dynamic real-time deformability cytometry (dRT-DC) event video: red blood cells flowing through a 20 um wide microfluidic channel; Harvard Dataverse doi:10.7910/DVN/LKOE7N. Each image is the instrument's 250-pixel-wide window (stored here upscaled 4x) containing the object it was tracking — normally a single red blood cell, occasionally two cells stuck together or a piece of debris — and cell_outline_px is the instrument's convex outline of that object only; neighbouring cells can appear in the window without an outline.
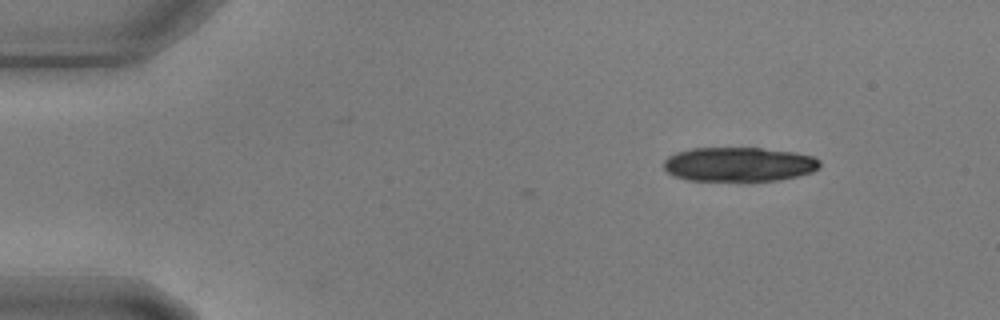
{"species": "common noctule bat (a hibernating species)", "species_latin": "Nyctalus noctula", "temperature_condition": "warm", "stored_images_in_passage": 45, "camera_frame_rate_fps": 3000, "um_per_image_px": 0.085, "animal": {"sex": "male", "body_mass_g": 17.9, "forearm_length_mm": 54.2}, "frame": {"image": 1, "passage_image": 1, "time_ms": 0.0, "image_size_px": [1000, 320], "cell_outline_px": [[820, 168], [812, 172], [780, 180], [688, 180], [672, 176], [664, 168], [664, 160], [668, 156], [676, 152], [692, 148], [760, 148], [792, 152], [812, 156], [820, 160]], "centroid_in_image_um": [62.79, 13.96], "position_along_channel_um": 22.2, "area_um2": 31.1}}
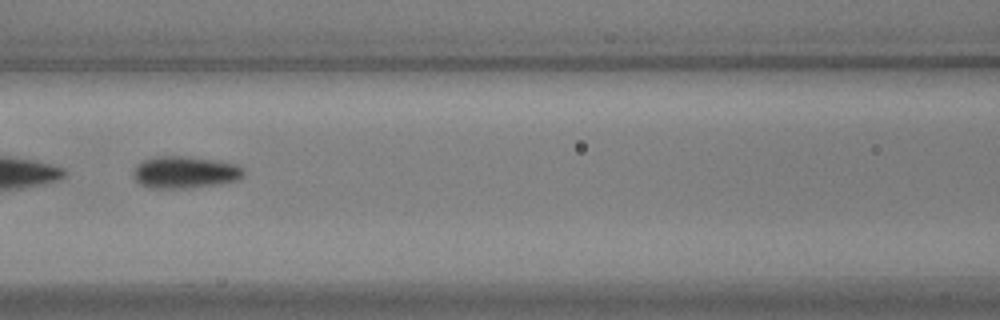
{"frame": {"image": 2, "passage_image": 20, "time_ms": 6.333, "image_size_px": [1000, 320], "cell_outline_px": [[244, 172], [240, 176], [232, 180], [212, 184], [184, 188], [152, 188], [140, 184], [132, 176], [132, 172], [136, 164], [144, 160], [156, 156], [184, 156], [212, 160], [236, 164]], "centroid_in_image_um": [15.59, 14.63], "position_along_channel_um": 151.0, "area_um2": 20.0}}
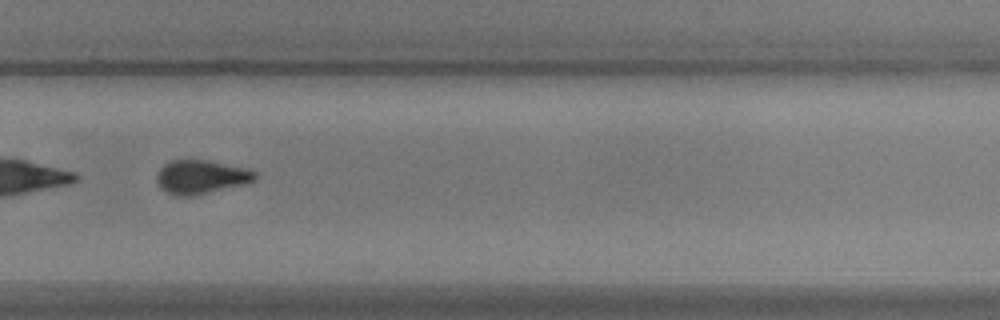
{"frame": {"image": 3, "passage_image": 34, "time_ms": 11.0, "image_size_px": [1000, 320], "cell_outline_px": [[256, 180], [244, 184], [192, 196], [176, 196], [160, 188], [156, 180], [156, 172], [164, 164], [172, 160], [208, 160], [248, 168], [256, 172]], "centroid_in_image_um": [17.08, 15.03], "position_along_channel_um": 312.7, "area_um2": 19.42}}